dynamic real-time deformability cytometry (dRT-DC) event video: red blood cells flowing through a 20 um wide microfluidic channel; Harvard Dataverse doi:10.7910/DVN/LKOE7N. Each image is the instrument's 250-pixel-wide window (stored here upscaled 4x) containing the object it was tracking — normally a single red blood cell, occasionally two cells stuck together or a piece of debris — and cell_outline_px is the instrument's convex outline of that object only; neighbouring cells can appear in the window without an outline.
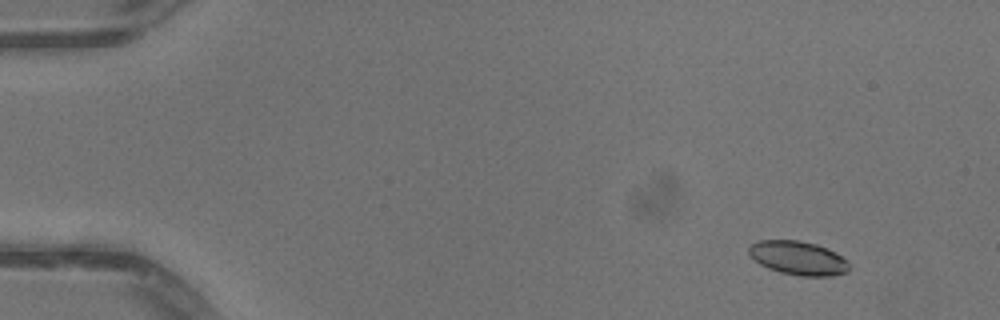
{"species": "common noctule bat (a hibernating species)", "species_latin": "Nyctalus noctula", "temperature_condition": "warm", "stored_images_in_passage": 52, "camera_frame_rate_fps": 3000, "um_per_image_px": 0.085, "animal": {"sex": "male", "body_mass_g": 13.3}, "frame": {"image": 1, "passage_image": 6, "time_ms": 1.667, "image_size_px": [1000, 320], "cell_outline_px": [[848, 272], [832, 276], [800, 276], [780, 272], [768, 268], [760, 264], [748, 252], [748, 248], [752, 244], [760, 240], [800, 240], [816, 244], [836, 252], [848, 260]], "centroid_in_image_um": [67.87, 21.93], "position_along_channel_um": 17.1, "area_um2": 19.77}}
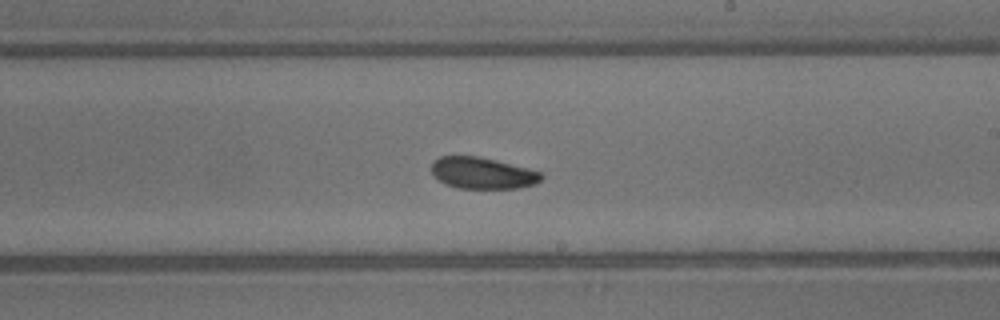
{"frame": {"image": 2, "passage_image": 32, "time_ms": 10.333, "image_size_px": [1000, 320], "cell_outline_px": [[544, 176], [536, 184], [520, 188], [456, 188], [444, 184], [432, 172], [432, 160], [440, 156], [480, 156], [496, 160], [540, 172]], "centroid_in_image_um": [40.99, 14.71], "position_along_channel_um": 248.0, "area_um2": 20.11}}
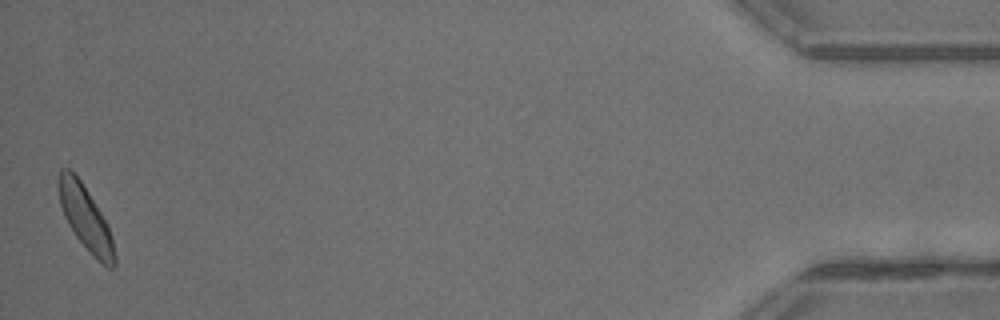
{"frame": {"image": 3, "passage_image": 52, "time_ms": 17.0, "image_size_px": [1000, 320], "cell_outline_px": [[116, 264], [112, 268], [108, 268], [96, 260], [76, 236], [68, 224], [64, 216], [60, 204], [56, 184], [56, 180], [60, 168], [68, 168], [80, 180], [88, 192], [108, 224], [116, 256]], "centroid_in_image_um": [7.25, 18.53], "position_along_channel_um": 428.0, "area_um2": 20.98}, "authors_computed_cell_mechanics": {"area_um2": 20.6057, "velocity_mm_per_s": 4.0827, "shape_relaxation_time_tau1_ms": 1.2874, "shape_relaxation_time_tau2_ms": 7.1942, "deformation_change_tau1": 0.071, "deformation_change_tau2": 0.1418}}